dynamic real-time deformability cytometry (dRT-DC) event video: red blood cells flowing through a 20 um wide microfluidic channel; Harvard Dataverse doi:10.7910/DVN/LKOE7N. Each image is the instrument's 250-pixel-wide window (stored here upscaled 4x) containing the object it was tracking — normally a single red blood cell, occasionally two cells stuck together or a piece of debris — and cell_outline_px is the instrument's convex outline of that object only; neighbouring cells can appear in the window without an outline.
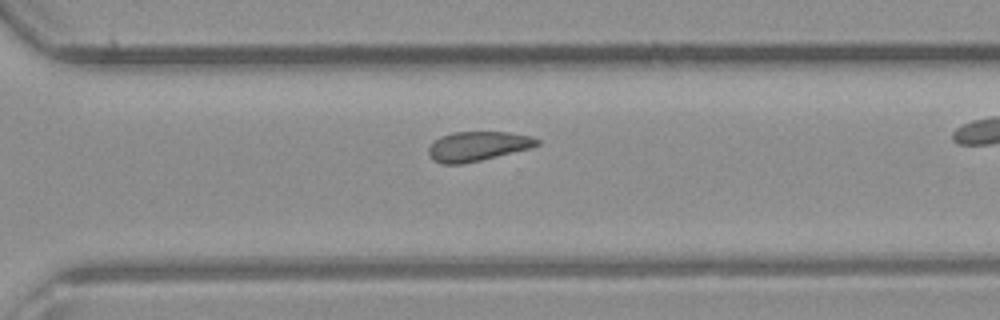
{"species": "common noctule bat (a hibernating species)", "species_latin": "Nyctalus noctula", "temperature_condition": "room temperature", "stored_images_in_passage": 21, "camera_frame_rate_fps": 3000, "um_per_image_px": 0.085, "animal": {"sex": "male", "body_mass_g": 23.1, "forearm_length_mm": 52.7}, "frame": {"image": 1, "passage_image": 18, "time_ms": 5.667, "image_size_px": [1000, 320], "cell_outline_px": [[540, 144], [528, 148], [464, 164], [444, 164], [432, 160], [428, 152], [428, 148], [440, 136], [452, 132], [508, 132], [532, 136], [540, 140]], "centroid_in_image_um": [40.58, 12.42], "position_along_channel_um": 330.0, "area_um2": 18.5}}